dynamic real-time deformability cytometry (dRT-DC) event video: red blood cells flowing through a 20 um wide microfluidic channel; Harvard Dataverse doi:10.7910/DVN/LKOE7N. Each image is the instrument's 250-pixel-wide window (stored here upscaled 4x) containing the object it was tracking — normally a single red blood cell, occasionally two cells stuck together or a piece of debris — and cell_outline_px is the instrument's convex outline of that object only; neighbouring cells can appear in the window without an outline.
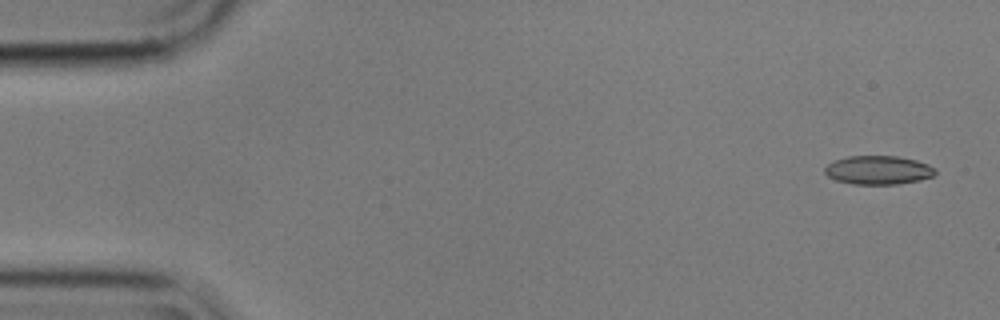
{"species": "common noctule bat (a hibernating species)", "species_latin": "Nyctalus noctula", "temperature_condition": "cold", "stored_images_in_passage": 6, "camera_frame_rate_fps": 3000, "um_per_image_px": 0.085, "animal": {"sex": "male", "body_mass_g": 17.9}, "frame": {"image": 1, "passage_image": 1, "time_ms": 0.0, "image_size_px": [1000, 320], "cell_outline_px": [[936, 172], [932, 176], [920, 180], [896, 184], [852, 184], [836, 180], [828, 176], [824, 172], [824, 168], [832, 160], [848, 156], [896, 156], [916, 160], [928, 164], [936, 168]], "centroid_in_image_um": [74.63, 14.45], "position_along_channel_um": 10.4, "area_um2": 18.55}}
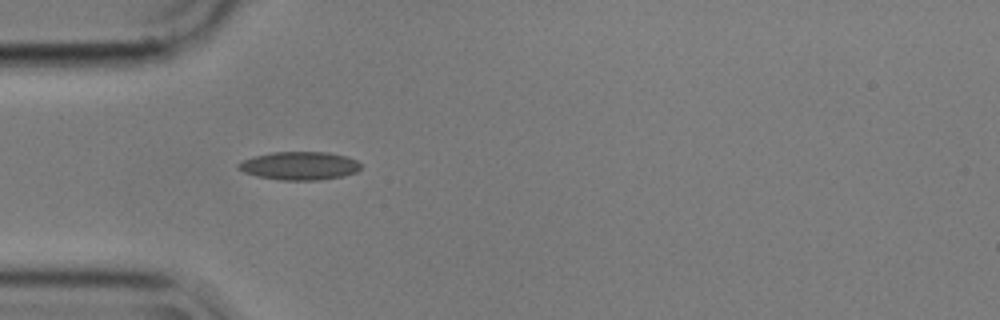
{"frame": {"image": 2, "passage_image": 5, "time_ms": 1.333, "image_size_px": [1000, 320], "cell_outline_px": [[360, 168], [356, 172], [344, 176], [320, 180], [280, 180], [256, 176], [244, 172], [236, 168], [236, 164], [240, 160], [252, 156], [272, 152], [328, 152], [348, 156], [356, 160], [360, 164]], "centroid_in_image_um": [25.41, 14.09], "position_along_channel_um": 59.6, "area_um2": 20.46}}
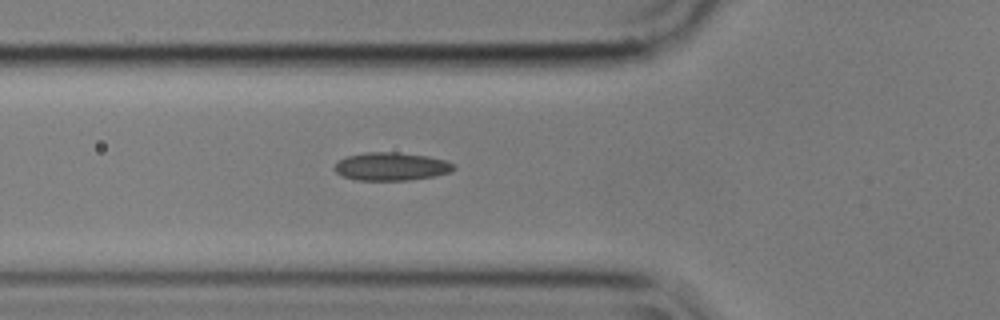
{"frame": {"image": 3, "passage_image": 6, "time_ms": 1.667, "image_size_px": [1000, 320], "cell_outline_px": [[456, 168], [452, 172], [436, 176], [408, 180], [356, 180], [344, 176], [336, 172], [336, 164], [340, 160], [348, 156], [364, 152], [396, 152], [428, 156], [448, 160], [456, 164]], "centroid_in_image_um": [33.36, 14.15], "position_along_channel_um": 92.4, "area_um2": 19.59}}